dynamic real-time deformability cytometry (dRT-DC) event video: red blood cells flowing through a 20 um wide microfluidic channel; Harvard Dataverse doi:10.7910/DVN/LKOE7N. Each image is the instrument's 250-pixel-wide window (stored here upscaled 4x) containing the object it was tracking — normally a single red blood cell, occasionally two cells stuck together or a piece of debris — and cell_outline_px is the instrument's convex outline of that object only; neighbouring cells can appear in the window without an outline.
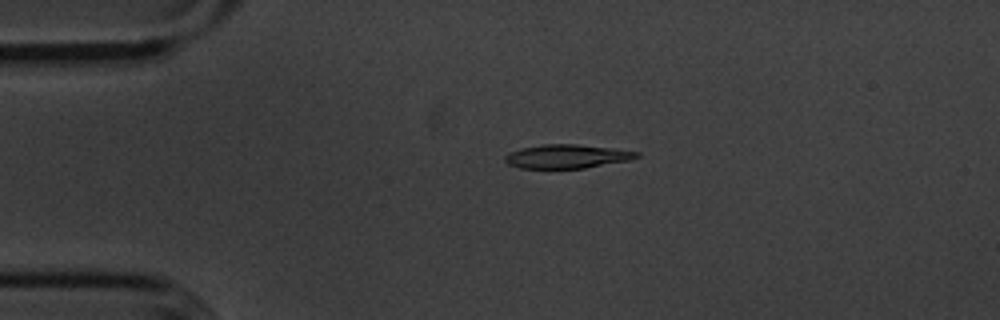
{"species": "common noctule bat (a hibernating species)", "species_latin": "Nyctalus noctula", "temperature_condition": "cold", "stored_images_in_passage": 55, "camera_frame_rate_fps": 3000, "um_per_image_px": 0.085, "animal": {"sex": "male", "body_mass_g": 20.1, "forearm_length_mm": 53.5}, "frame": {"image": 1, "passage_image": 12, "time_ms": 3.667, "image_size_px": [1000, 320], "cell_outline_px": [[640, 156], [628, 160], [584, 168], [520, 168], [508, 164], [504, 160], [504, 156], [508, 152], [520, 148], [544, 144], [576, 144], [640, 152]], "centroid_in_image_um": [48.12, 13.29], "position_along_channel_um": 36.9, "area_um2": 18.09}}
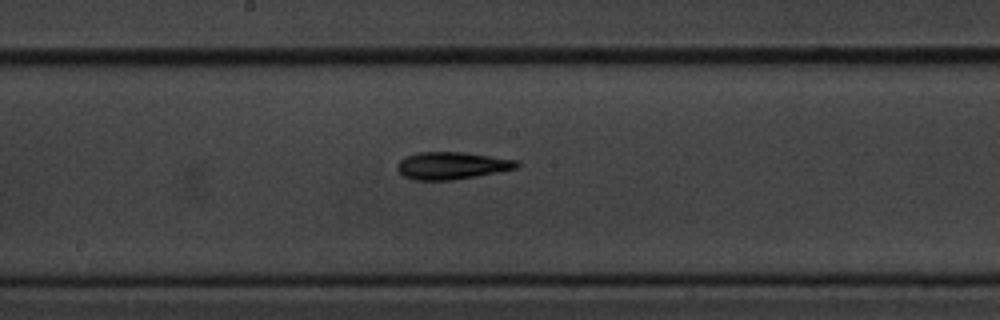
{"frame": {"image": 2, "passage_image": 29, "time_ms": 9.333, "image_size_px": [1000, 320], "cell_outline_px": [[520, 164], [516, 168], [476, 176], [452, 180], [412, 180], [404, 176], [396, 168], [396, 164], [404, 156], [416, 152], [464, 152], [520, 160]], "centroid_in_image_um": [38.38, 14.06], "position_along_channel_um": 209.8, "area_um2": 19.19}}
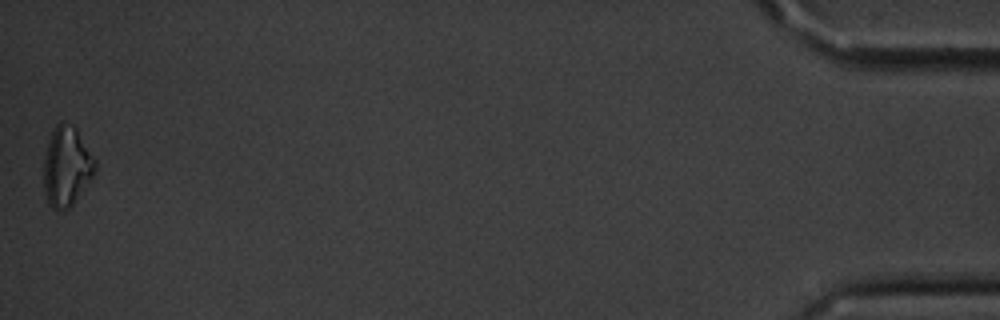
{"frame": {"image": 3, "passage_image": 55, "time_ms": 18.0, "image_size_px": [1000, 320], "cell_outline_px": [[96, 172], [72, 204], [64, 212], [60, 212], [52, 208], [48, 204], [44, 192], [44, 160], [48, 144], [52, 132], [56, 124], [60, 120], [76, 128], [96, 160]], "centroid_in_image_um": [5.66, 14.17], "position_along_channel_um": 429.5, "area_um2": 23.81}, "authors_computed_cell_mechanics": {"area_um2": 18.2648, "velocity_mm_per_s": 3.608, "shape_relaxation_time_tau1_ms": 3.2181, "shape_relaxation_time_tau2_ms": 10.1502, "deformation_change_tau1": 0.1139, "deformation_change_tau2": 0.2226}}